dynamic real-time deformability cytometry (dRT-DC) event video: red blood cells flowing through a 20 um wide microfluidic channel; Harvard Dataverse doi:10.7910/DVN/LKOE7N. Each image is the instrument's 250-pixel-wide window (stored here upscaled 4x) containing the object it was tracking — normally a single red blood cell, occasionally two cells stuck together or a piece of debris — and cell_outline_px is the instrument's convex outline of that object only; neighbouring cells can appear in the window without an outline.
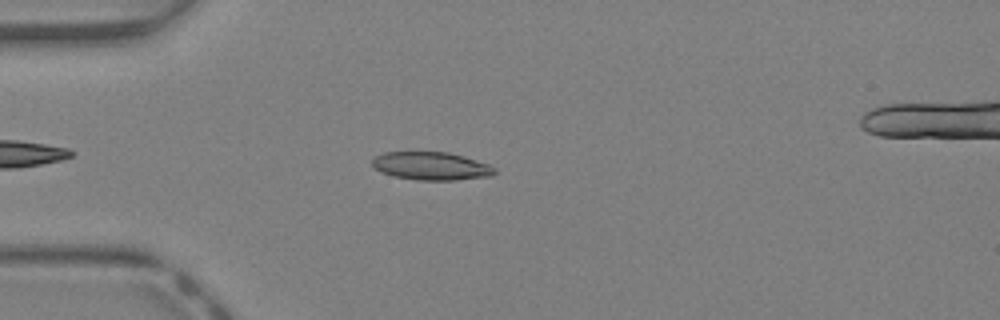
{"species": "Egyptian fruit bat (a non-hibernating species)", "species_latin": "Rousettus aegyptiacus", "temperature_condition": "warm", "stored_images_in_passage": 38, "camera_frame_rate_fps": 3000, "um_per_image_px": 0.085, "animal": {"sex": "female"}, "frame": {"image": 1, "passage_image": 7, "time_ms": 2.0, "image_size_px": [1000, 320], "cell_outline_px": [[496, 172], [492, 176], [452, 180], [416, 180], [392, 176], [380, 172], [372, 168], [372, 160], [376, 156], [384, 152], [448, 152], [464, 156], [488, 164], [496, 168]], "centroid_in_image_um": [36.63, 14.11], "position_along_channel_um": 48.4, "area_um2": 20.17}}
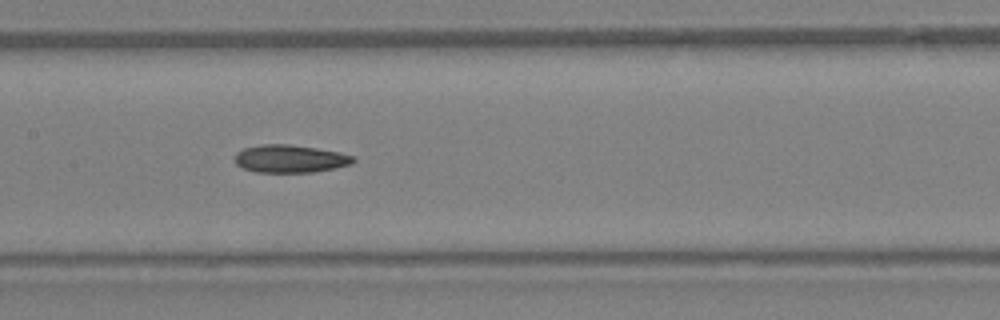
{"frame": {"image": 2, "passage_image": 16, "time_ms": 5.0, "image_size_px": [1000, 320], "cell_outline_px": [[356, 160], [352, 164], [336, 168], [312, 172], [256, 172], [244, 168], [236, 164], [236, 152], [244, 148], [260, 144], [288, 144], [316, 148], [340, 152], [356, 156]], "centroid_in_image_um": [24.7, 13.49], "position_along_channel_um": 182.7, "area_um2": 19.25}}
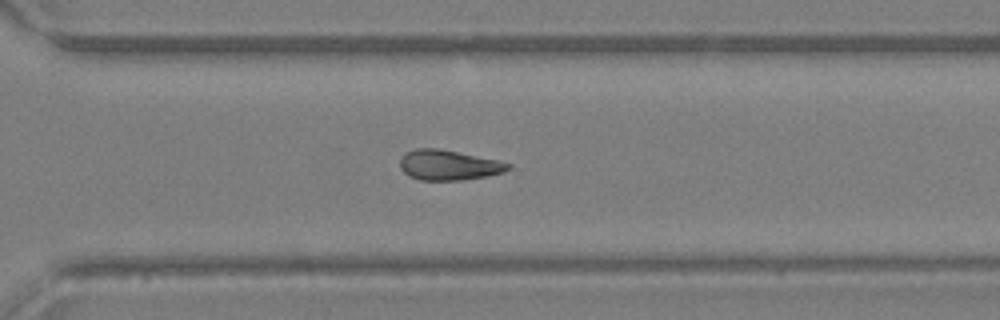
{"frame": {"image": 3, "passage_image": 25, "time_ms": 8.0, "image_size_px": [1000, 320], "cell_outline_px": [[512, 168], [504, 172], [488, 176], [460, 180], [420, 180], [408, 176], [400, 168], [400, 160], [408, 152], [416, 148], [436, 148], [496, 160], [512, 164]], "centroid_in_image_um": [38.14, 14.05], "position_along_channel_um": 332.5, "area_um2": 18.79}}